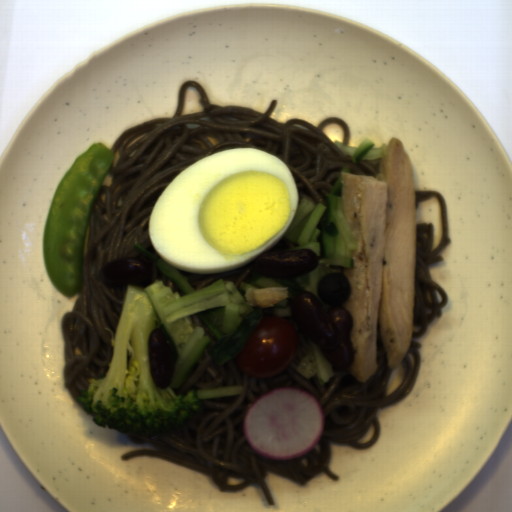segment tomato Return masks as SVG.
Here are the masks:
<instances>
[{
    "mask_svg": "<svg viewBox=\"0 0 512 512\" xmlns=\"http://www.w3.org/2000/svg\"><path fill=\"white\" fill-rule=\"evenodd\" d=\"M299 344L291 328L262 318L236 354L235 368L238 374L259 380L278 374L294 359Z\"/></svg>",
    "mask_w": 512,
    "mask_h": 512,
    "instance_id": "1",
    "label": "tomato"
}]
</instances>
